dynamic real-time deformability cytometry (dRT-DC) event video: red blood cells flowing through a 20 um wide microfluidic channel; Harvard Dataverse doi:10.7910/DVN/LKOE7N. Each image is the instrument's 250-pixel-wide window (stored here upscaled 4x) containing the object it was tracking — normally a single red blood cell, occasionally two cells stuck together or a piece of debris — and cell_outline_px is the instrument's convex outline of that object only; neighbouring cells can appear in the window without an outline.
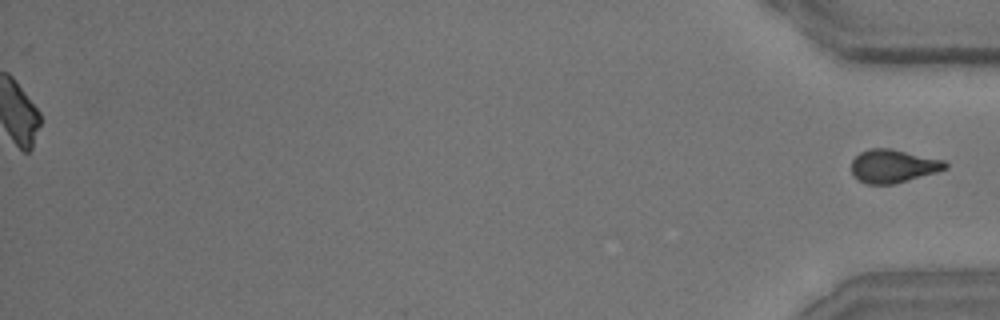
{"species": "common noctule bat (a hibernating species)", "species_latin": "Nyctalus noctula", "temperature_condition": "room temperature", "stored_images_in_passage": 51, "segment_of_instrument_passage": [2, 2], "camera_frame_rate_fps": 3000, "um_per_image_px": 0.085, "animal": {"sex": "male", "body_mass_g": 15.6}, "frame": {"image": 1, "passage_image": 51, "time_ms": 16.667, "image_size_px": [1000, 320], "cell_outline_px": [[948, 168], [936, 172], [892, 184], [864, 184], [856, 180], [852, 172], [852, 160], [860, 152], [868, 148], [892, 148], [944, 160], [948, 164]], "centroid_in_image_um": [75.89, 14.11], "position_along_channel_um": 359.3, "area_um2": 18.26}}